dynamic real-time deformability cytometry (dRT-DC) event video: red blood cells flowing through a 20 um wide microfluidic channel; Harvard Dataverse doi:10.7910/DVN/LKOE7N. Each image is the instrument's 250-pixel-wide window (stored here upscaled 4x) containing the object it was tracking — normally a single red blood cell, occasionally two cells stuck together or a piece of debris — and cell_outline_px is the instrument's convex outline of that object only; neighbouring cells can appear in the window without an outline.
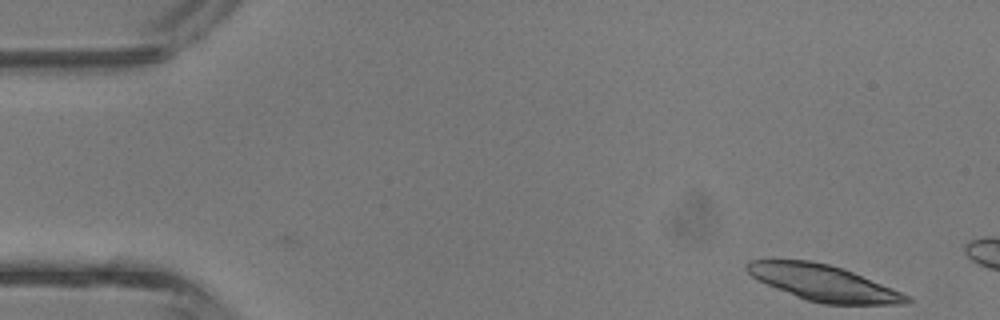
{"species": "common noctule bat (a hibernating species)", "species_latin": "Nyctalus noctula", "temperature_condition": "room temperature", "stored_images_in_passage": 10, "camera_frame_rate_fps": 3000, "um_per_image_px": 0.085, "animal": {"sex": "male", "body_mass_g": 13.3}, "frame": {"image": 1, "passage_image": 1, "time_ms": 0.0, "image_size_px": [1000, 320], "cell_outline_px": [[916, 300], [908, 304], [820, 304], [796, 296], [776, 288], [752, 276], [744, 268], [744, 264], [748, 260], [808, 260], [828, 264], [844, 268], [912, 296]], "centroid_in_image_um": [70.06, 24.05], "position_along_channel_um": 14.9, "area_um2": 33.52}}